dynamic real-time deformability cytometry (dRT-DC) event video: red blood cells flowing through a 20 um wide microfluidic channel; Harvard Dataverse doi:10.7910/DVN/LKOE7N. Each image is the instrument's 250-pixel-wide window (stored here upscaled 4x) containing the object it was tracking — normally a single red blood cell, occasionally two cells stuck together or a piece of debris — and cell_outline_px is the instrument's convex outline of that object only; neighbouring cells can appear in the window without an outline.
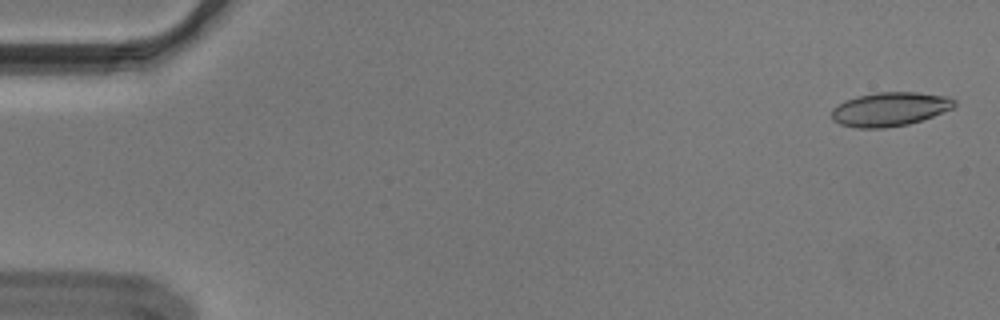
{"species": "Egyptian fruit bat (a non-hibernating species)", "species_latin": "Rousettus aegyptiacus", "temperature_condition": "cold", "stored_images_in_passage": 55, "camera_frame_rate_fps": 3000, "um_per_image_px": 0.085, "animal": {"sex": "male"}, "frame": {"image": 1, "passage_image": 2, "time_ms": 0.333, "image_size_px": [1000, 320], "cell_outline_px": [[956, 104], [952, 108], [932, 116], [908, 124], [884, 128], [856, 128], [840, 124], [832, 120], [832, 108], [856, 96], [876, 92], [916, 92], [948, 96], [956, 100]], "centroid_in_image_um": [75.64, 9.27], "position_along_channel_um": 9.4, "area_um2": 24.16}}
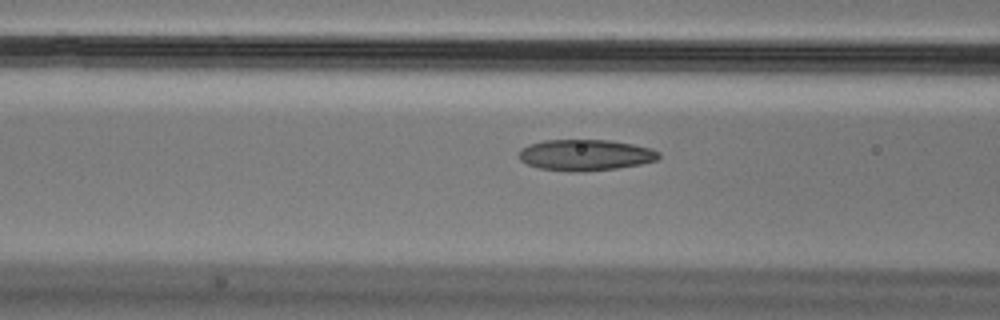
{"frame": {"image": 2, "passage_image": 22, "time_ms": 7.0, "image_size_px": [1000, 320], "cell_outline_px": [[660, 156], [656, 160], [640, 164], [616, 168], [580, 172], [572, 172], [540, 168], [528, 164], [520, 160], [520, 148], [528, 144], [544, 140], [608, 140], [632, 144], [652, 148], [660, 152]], "centroid_in_image_um": [49.76, 13.17], "position_along_channel_um": 116.8, "area_um2": 25.32}}
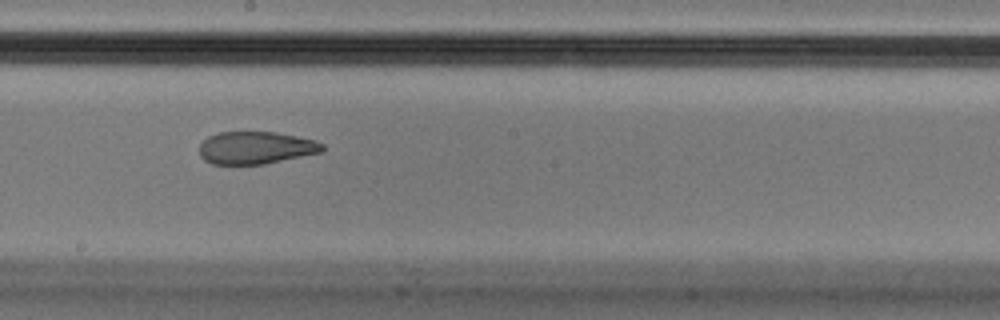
{"frame": {"image": 3, "passage_image": 31, "time_ms": 10.0, "image_size_px": [1000, 320], "cell_outline_px": [[324, 152], [264, 164], [212, 164], [204, 160], [200, 156], [200, 144], [208, 136], [220, 132], [276, 132], [316, 140], [324, 144]], "centroid_in_image_um": [21.77, 12.56], "position_along_channel_um": 226.4, "area_um2": 23.41}, "authors_computed_cell_mechanics": {"area_um2": 24.9118, "velocity_mm_per_s": 3.6493, "shape_relaxation_time_tau1_ms": null, "shape_relaxation_time_tau2_ms": 1.9656, "deformation_change_tau1": null, "deformation_change_tau2": 0.0869}}